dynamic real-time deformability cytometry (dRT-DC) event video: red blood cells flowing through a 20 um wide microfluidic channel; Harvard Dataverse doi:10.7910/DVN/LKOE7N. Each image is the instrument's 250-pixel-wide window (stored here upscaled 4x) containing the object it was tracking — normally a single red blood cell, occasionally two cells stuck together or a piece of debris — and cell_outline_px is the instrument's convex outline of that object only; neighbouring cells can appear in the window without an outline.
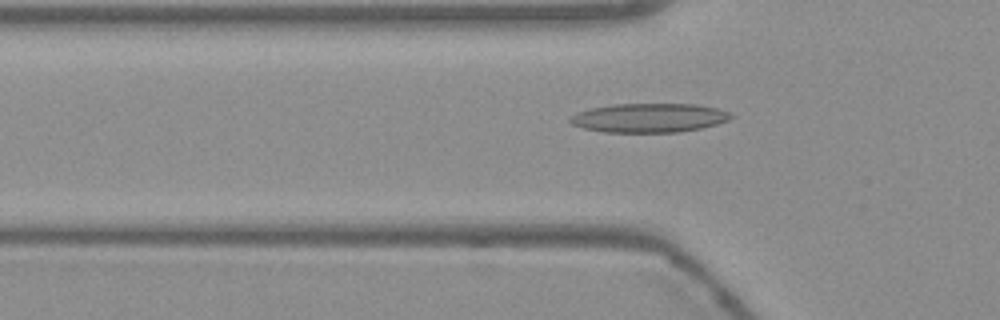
{"species": "Egyptian fruit bat (a non-hibernating species)", "species_latin": "Rousettus aegyptiacus", "temperature_condition": "warm", "stored_images_in_passage": 45, "camera_frame_rate_fps": 3000, "um_per_image_px": 0.085, "frame": {"image": 1, "passage_image": 9, "time_ms": 2.667, "image_size_px": [1000, 320], "cell_outline_px": [[732, 116], [728, 120], [716, 124], [700, 128], [680, 132], [604, 132], [584, 128], [572, 124], [568, 120], [568, 116], [576, 112], [592, 108], [612, 104], [696, 104], [716, 108], [732, 112]], "centroid_in_image_um": [55.15, 10.01], "position_along_channel_um": 70.7, "area_um2": 27.28}}
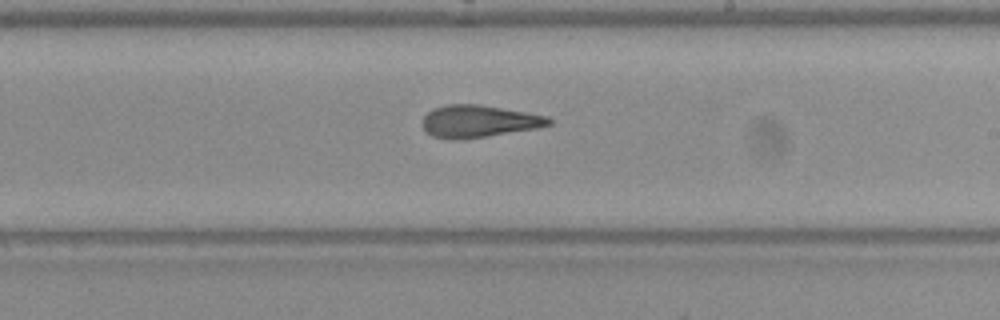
{"frame": {"image": 2, "passage_image": 23, "time_ms": 7.333, "image_size_px": [1000, 320], "cell_outline_px": [[552, 124], [536, 128], [460, 140], [448, 140], [432, 136], [424, 132], [420, 124], [420, 120], [432, 108], [448, 104], [480, 104], [548, 116], [552, 120]], "centroid_in_image_um": [40.6, 10.31], "position_along_channel_um": 248.4, "area_um2": 24.04}}
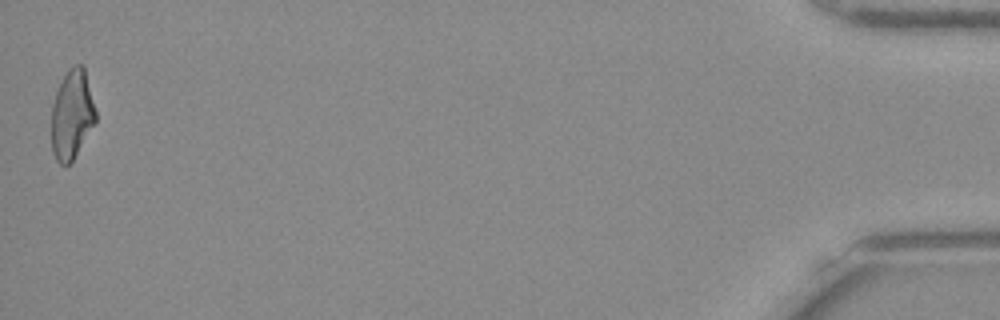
{"frame": {"image": 3, "passage_image": 45, "time_ms": 14.667, "image_size_px": [1000, 320], "cell_outline_px": [[96, 124], [72, 160], [68, 164], [60, 164], [56, 160], [52, 152], [52, 104], [56, 92], [68, 68], [76, 64], [80, 64], [84, 68], [96, 112]], "centroid_in_image_um": [6.12, 9.76], "position_along_channel_um": 429.1, "area_um2": 22.83}, "authors_computed_cell_mechanics": {"area_um2": 24.0448, "velocity_mm_per_s": 3.7848, "shape_relaxation_time_tau1_ms": 6.2453, "shape_relaxation_time_tau2_ms": 2.3672, "deformation_change_tau1": 0.2186, "deformation_change_tau2": 0.1174}}